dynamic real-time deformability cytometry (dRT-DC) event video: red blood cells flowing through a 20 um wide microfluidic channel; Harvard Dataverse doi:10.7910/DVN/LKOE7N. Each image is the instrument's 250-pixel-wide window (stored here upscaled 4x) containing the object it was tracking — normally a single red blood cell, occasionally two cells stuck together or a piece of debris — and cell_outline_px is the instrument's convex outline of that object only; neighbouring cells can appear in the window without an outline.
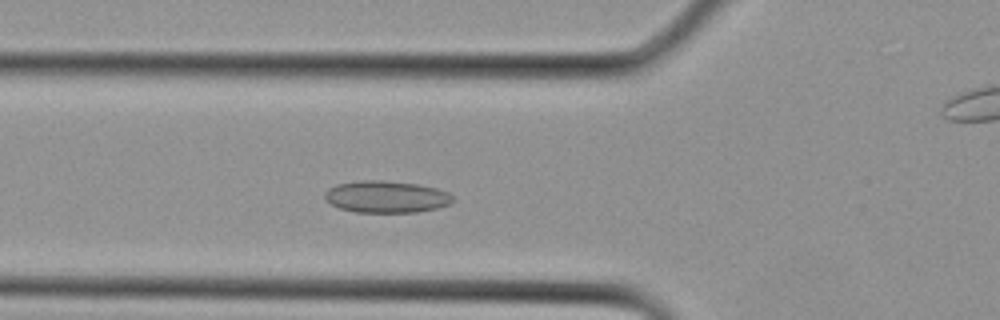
{"species": "Egyptian fruit bat (a non-hibernating species)", "species_latin": "Rousettus aegyptiacus", "temperature_condition": "cold", "stored_images_in_passage": 27, "camera_frame_rate_fps": 3000, "um_per_image_px": 0.085, "animal": {"sex": "female"}, "frame": {"image": 1, "passage_image": 7, "time_ms": 2.0, "image_size_px": [1000, 320], "cell_outline_px": [[456, 200], [448, 204], [436, 208], [416, 212], [356, 212], [340, 208], [332, 204], [324, 196], [324, 192], [328, 188], [336, 184], [360, 180], [384, 180], [416, 184], [436, 188], [448, 192]], "centroid_in_image_um": [32.83, 16.72], "position_along_channel_um": 93.0, "area_um2": 23.76}}
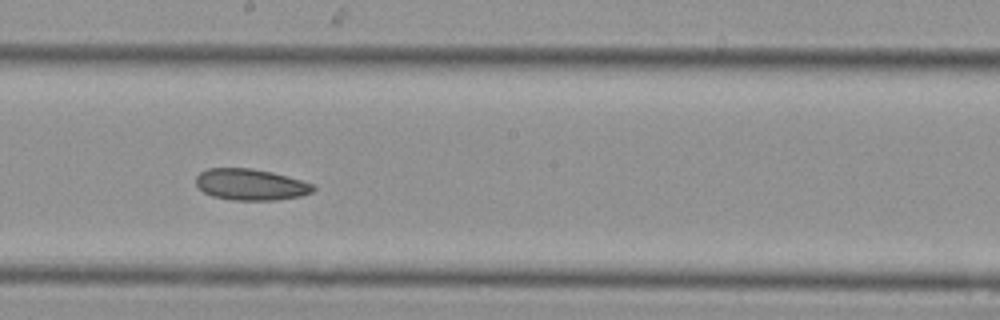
{"frame": {"image": 2, "passage_image": 13, "time_ms": 4.0, "image_size_px": [1000, 320], "cell_outline_px": [[316, 188], [312, 192], [300, 196], [276, 200], [232, 200], [212, 196], [204, 192], [196, 184], [196, 176], [200, 172], [208, 168], [252, 168], [272, 172], [300, 180], [312, 184]], "centroid_in_image_um": [21.29, 15.68], "position_along_channel_um": 226.9, "area_um2": 21.33}}
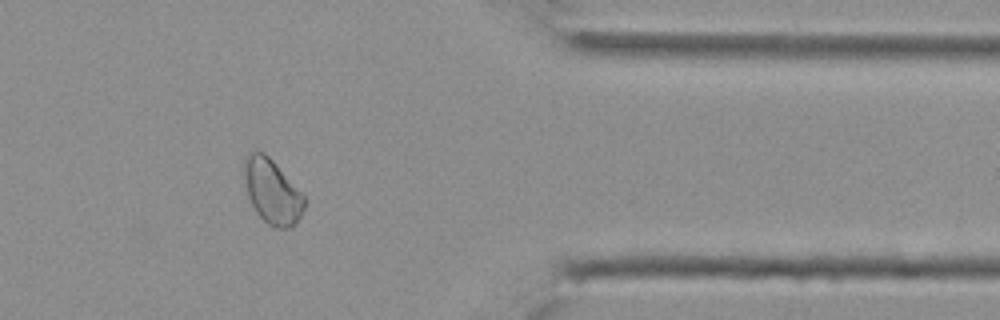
{"frame": {"image": 3, "passage_image": 21, "time_ms": 6.667, "image_size_px": [1000, 320], "cell_outline_px": [[304, 208], [296, 224], [292, 228], [276, 228], [268, 224], [256, 212], [248, 196], [244, 180], [244, 156], [248, 152], [264, 152], [276, 164], [304, 196]], "centroid_in_image_um": [23.11, 16.28], "position_along_channel_um": 388.3, "area_um2": 22.43}}